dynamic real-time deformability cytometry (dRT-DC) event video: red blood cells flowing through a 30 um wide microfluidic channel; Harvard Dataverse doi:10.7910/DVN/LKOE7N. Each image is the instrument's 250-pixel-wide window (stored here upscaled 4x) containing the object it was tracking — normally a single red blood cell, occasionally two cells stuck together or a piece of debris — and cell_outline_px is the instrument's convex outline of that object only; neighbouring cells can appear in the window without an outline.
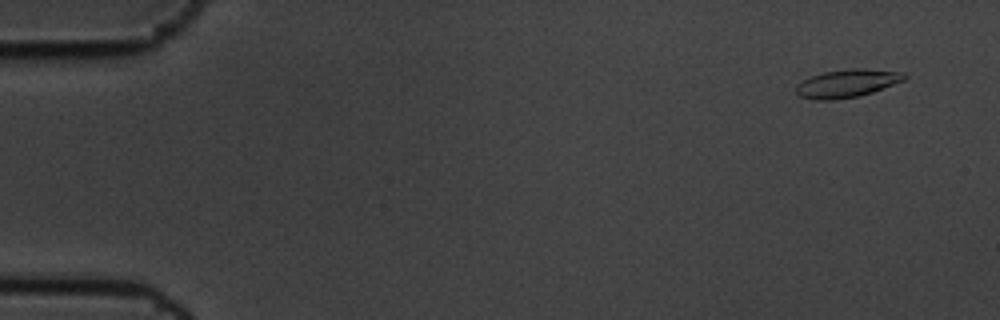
{"species": "common noctule bat (a hibernating species)", "species_latin": "Nyctalus noctula", "temperature_condition": "cold", "stored_images_in_passage": 5, "camera_frame_rate_fps": 3000, "um_per_image_px": 0.085, "animal": {"sex": "male", "body_mass_g": 19.5, "forearm_length_mm": 54.6}, "frame": {"image": 1, "passage_image": 1, "time_ms": 0.0, "image_size_px": [1000, 320], "cell_outline_px": [[908, 76], [904, 80], [872, 92], [856, 96], [832, 100], [816, 100], [800, 96], [796, 92], [796, 84], [812, 76], [824, 72], [852, 68], [864, 68], [904, 72]], "centroid_in_image_um": [72.01, 7.07], "position_along_channel_um": 13.0, "area_um2": 17.51}}
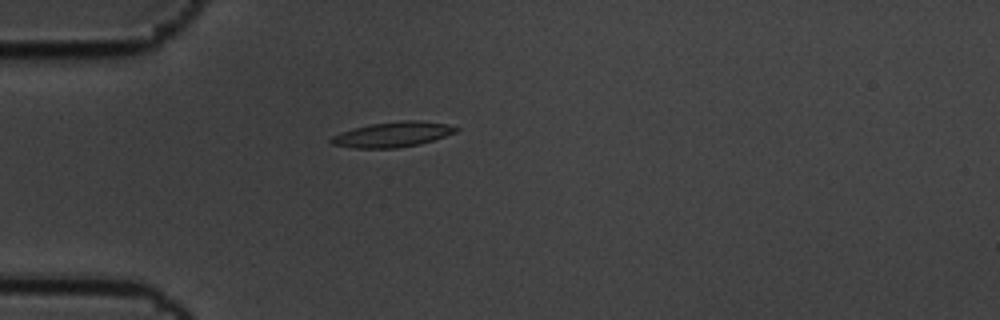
{"frame": {"image": 2, "passage_image": 4, "time_ms": 1.0, "image_size_px": [1000, 320], "cell_outline_px": [[460, 128], [456, 132], [420, 144], [396, 148], [352, 148], [332, 144], [328, 140], [332, 136], [340, 132], [352, 128], [372, 124], [404, 120], [420, 120], [448, 124]], "centroid_in_image_um": [33.35, 11.43], "position_along_channel_um": 51.6, "area_um2": 18.32}}